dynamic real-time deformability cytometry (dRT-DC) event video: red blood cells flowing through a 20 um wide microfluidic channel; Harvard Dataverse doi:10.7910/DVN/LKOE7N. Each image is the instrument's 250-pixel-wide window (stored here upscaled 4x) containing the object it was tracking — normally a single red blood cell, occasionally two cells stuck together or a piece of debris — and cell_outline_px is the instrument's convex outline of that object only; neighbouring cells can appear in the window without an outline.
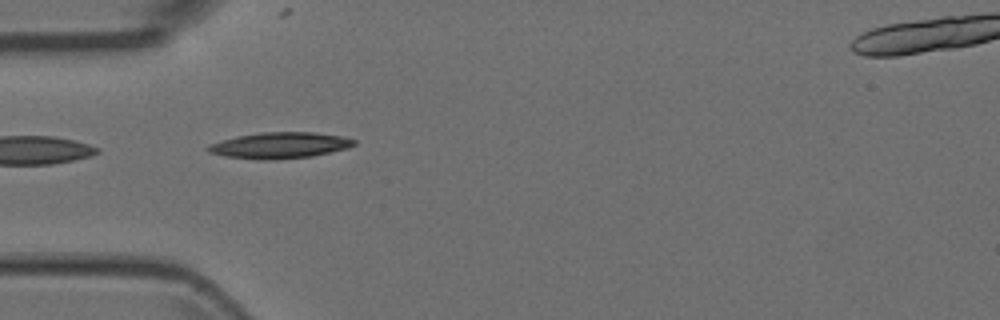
{"species": "Egyptian fruit bat (a non-hibernating species)", "species_latin": "Rousettus aegyptiacus", "temperature_condition": "room temperature", "stored_images_in_passage": 5, "camera_frame_rate_fps": 3000, "um_per_image_px": 0.085, "animal": {"sex": "female"}, "frame": {"image": 1, "passage_image": 3, "time_ms": 0.667, "image_size_px": [1000, 320], "cell_outline_px": [[356, 144], [348, 148], [312, 156], [268, 160], [256, 160], [224, 156], [208, 152], [204, 148], [208, 144], [236, 136], [264, 132], [312, 132], [344, 136], [356, 140]], "centroid_in_image_um": [23.75, 12.35], "position_along_channel_um": 61.2, "area_um2": 22.37}}
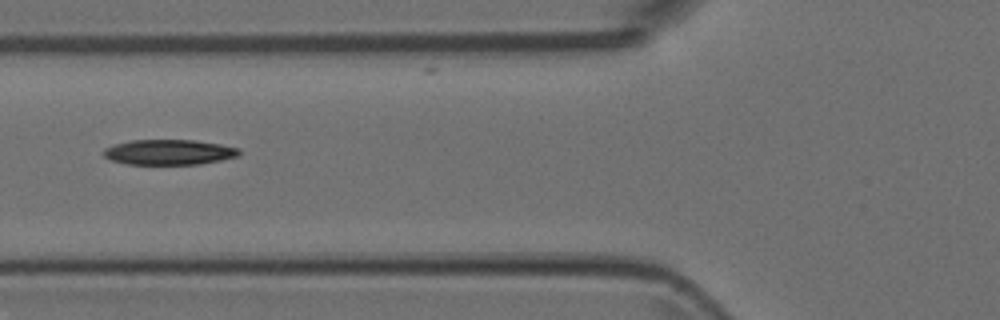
{"frame": {"image": 2, "passage_image": 4, "time_ms": 1.0, "image_size_px": [1000, 320], "cell_outline_px": [[240, 156], [200, 164], [124, 164], [112, 160], [104, 156], [104, 148], [116, 144], [132, 140], [192, 140], [220, 144], [240, 148]], "centroid_in_image_um": [14.39, 12.93], "position_along_channel_um": 111.4, "area_um2": 19.88}}
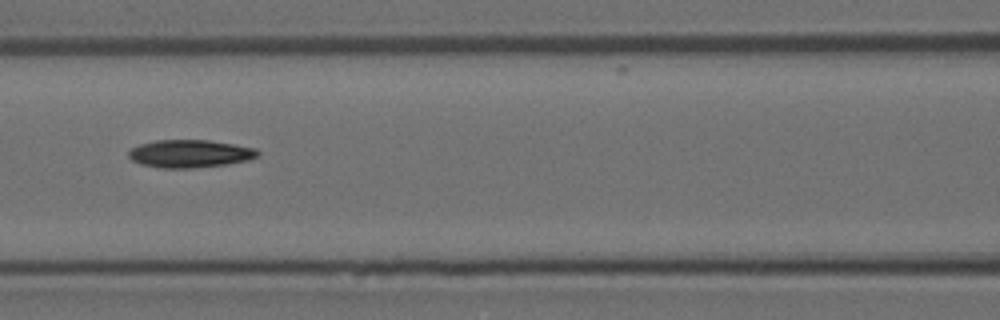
{"frame": {"image": 3, "passage_image": 5, "time_ms": 1.333, "image_size_px": [1000, 320], "cell_outline_px": [[260, 152], [256, 156], [248, 160], [224, 164], [192, 168], [160, 168], [140, 164], [132, 160], [128, 156], [128, 152], [132, 148], [140, 144], [156, 140], [208, 140], [256, 148]], "centroid_in_image_um": [16.11, 13.06], "position_along_channel_um": 150.5, "area_um2": 20.75}}